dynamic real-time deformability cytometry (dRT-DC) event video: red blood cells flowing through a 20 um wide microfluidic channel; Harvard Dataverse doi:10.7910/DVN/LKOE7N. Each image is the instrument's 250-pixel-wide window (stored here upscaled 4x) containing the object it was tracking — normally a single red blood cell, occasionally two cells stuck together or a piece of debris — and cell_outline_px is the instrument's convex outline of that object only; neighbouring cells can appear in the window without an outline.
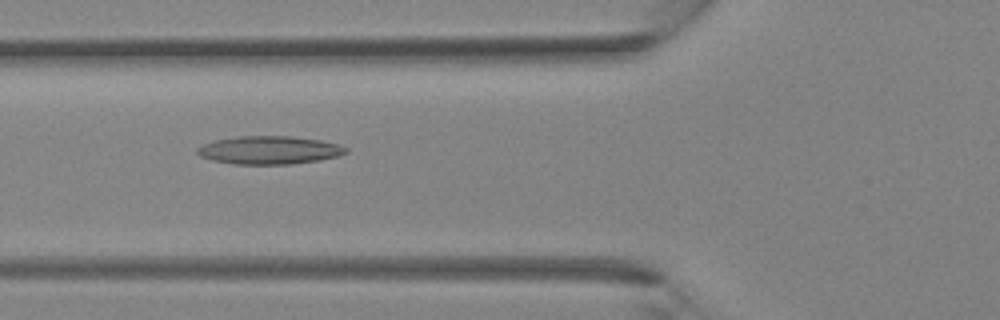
{"species": "Egyptian fruit bat (a non-hibernating species)", "species_latin": "Rousettus aegyptiacus", "temperature_condition": "room temperature", "stored_images_in_passage": 37, "camera_frame_rate_fps": 3000, "um_per_image_px": 0.085, "animal": {"sex": "female"}, "frame": {"image": 1, "passage_image": 14, "time_ms": 4.333, "image_size_px": [1000, 320], "cell_outline_px": [[348, 152], [340, 156], [320, 160], [292, 164], [232, 164], [212, 160], [200, 156], [196, 152], [196, 148], [204, 144], [216, 140], [236, 136], [292, 136], [320, 140], [336, 144], [348, 148]], "centroid_in_image_um": [22.9, 12.76], "position_along_channel_um": 102.9, "area_um2": 24.45}}
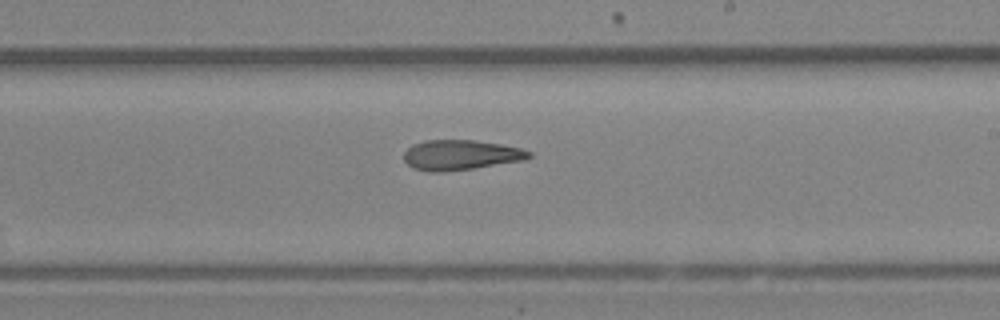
{"frame": {"image": 2, "passage_image": 22, "time_ms": 7.0, "image_size_px": [1000, 320], "cell_outline_px": [[532, 156], [524, 160], [472, 168], [440, 172], [428, 172], [412, 168], [404, 160], [404, 152], [412, 144], [424, 140], [472, 140], [500, 144], [520, 148], [532, 152]], "centroid_in_image_um": [39.12, 13.17], "position_along_channel_um": 249.9, "area_um2": 21.85}}
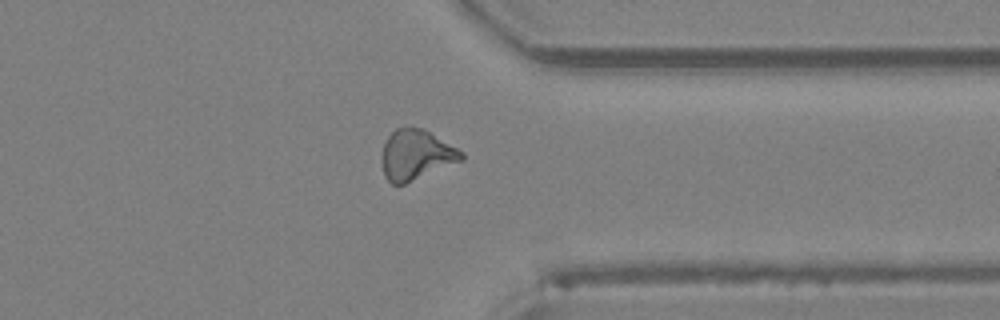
{"frame": {"image": 3, "passage_image": 29, "time_ms": 9.333, "image_size_px": [1000, 320], "cell_outline_px": [[464, 160], [404, 184], [392, 184], [384, 176], [380, 160], [380, 156], [384, 144], [388, 136], [396, 128], [424, 128], [464, 152]], "centroid_in_image_um": [35.36, 13.17], "position_along_channel_um": 376.0, "area_um2": 23.41}}